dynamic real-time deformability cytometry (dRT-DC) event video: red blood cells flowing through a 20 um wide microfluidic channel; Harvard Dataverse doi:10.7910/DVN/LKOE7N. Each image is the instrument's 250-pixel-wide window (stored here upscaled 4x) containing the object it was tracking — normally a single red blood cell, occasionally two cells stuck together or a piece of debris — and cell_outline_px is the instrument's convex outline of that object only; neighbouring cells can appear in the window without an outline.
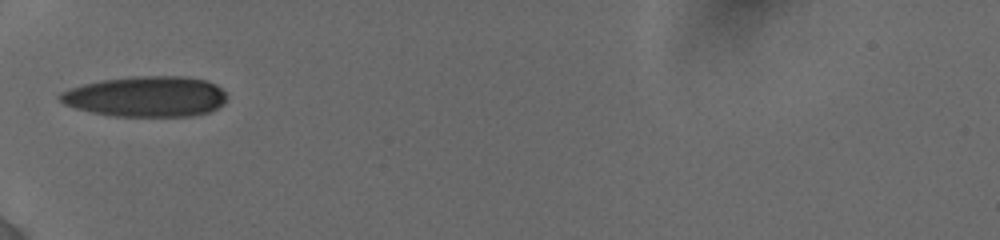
{"species": "human", "species_latin": "Homo sapiens", "temperature_condition": "cold", "stored_images_in_passage": 12, "camera_frame_rate_fps": 3000, "um_per_image_px": 0.085, "donor": {"sex": "female"}, "frame": {"image": 1, "passage_image": 1, "time_ms": 0.0, "image_size_px": [1000, 240], "cell_outline_px": [[228, 96], [224, 104], [208, 112], [192, 116], [112, 116], [92, 112], [76, 108], [64, 104], [60, 100], [60, 92], [68, 88], [100, 80], [132, 76], [184, 76], [208, 80], [216, 84]], "centroid_in_image_um": [12.44, 8.19], "position_along_channel_um": 72.6, "area_um2": 39.65}}
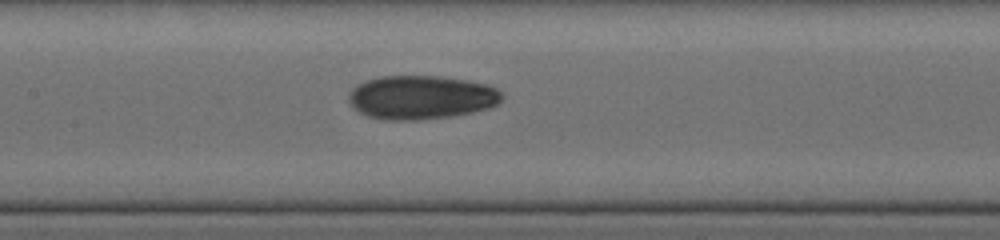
{"frame": {"image": 2, "passage_image": 6, "time_ms": 2.667, "image_size_px": [1000, 240], "cell_outline_px": [[500, 100], [496, 104], [488, 108], [472, 112], [452, 116], [420, 120], [384, 120], [368, 116], [360, 112], [348, 100], [348, 96], [352, 88], [368, 80], [380, 76], [436, 76], [464, 80], [488, 84], [496, 88], [500, 92]], "centroid_in_image_um": [35.79, 8.28], "position_along_channel_um": 171.6, "area_um2": 38.73}}
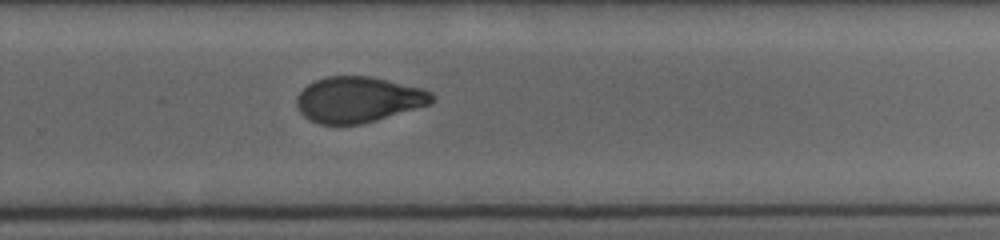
{"frame": {"image": 3, "passage_image": 12, "time_ms": 6.0, "image_size_px": [1000, 240], "cell_outline_px": [[432, 100], [428, 104], [376, 120], [360, 124], [320, 124], [308, 120], [300, 112], [296, 104], [296, 96], [308, 84], [316, 80], [328, 76], [372, 76], [424, 88], [432, 92]], "centroid_in_image_um": [30.42, 8.45], "position_along_channel_um": 299.4, "area_um2": 35.89}}